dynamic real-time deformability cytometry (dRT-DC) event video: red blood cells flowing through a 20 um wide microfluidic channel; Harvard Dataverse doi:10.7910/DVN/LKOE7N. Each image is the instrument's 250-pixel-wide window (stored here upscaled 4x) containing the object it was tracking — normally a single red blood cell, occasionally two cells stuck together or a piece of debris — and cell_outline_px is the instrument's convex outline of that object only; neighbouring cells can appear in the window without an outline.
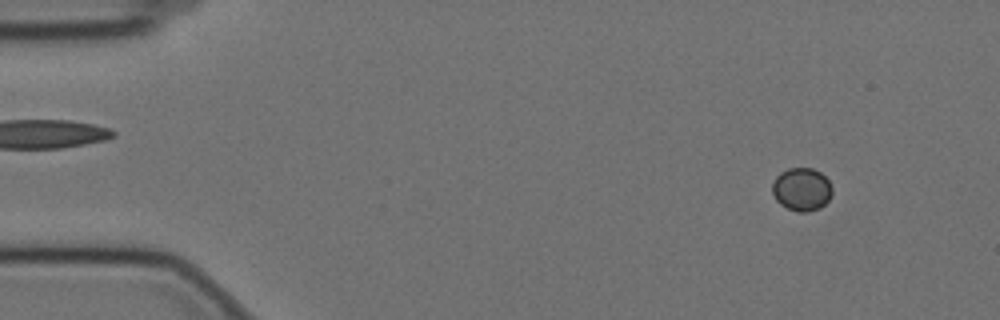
{"species": "Egyptian fruit bat (a non-hibernating species)", "species_latin": "Rousettus aegyptiacus", "temperature_condition": "cold", "stored_images_in_passage": 60, "camera_frame_rate_fps": 3000, "um_per_image_px": 0.085, "animal": {"sex": "female"}, "frame": {"image": 1, "passage_image": 6, "time_ms": 1.667, "image_size_px": [1000, 320], "cell_outline_px": [[832, 196], [820, 208], [808, 212], [796, 212], [780, 204], [776, 200], [772, 192], [772, 184], [776, 176], [780, 172], [788, 168], [812, 168], [820, 172], [828, 180], [832, 188]], "centroid_in_image_um": [68.14, 16.09], "position_along_channel_um": 16.9, "area_um2": 15.14}}
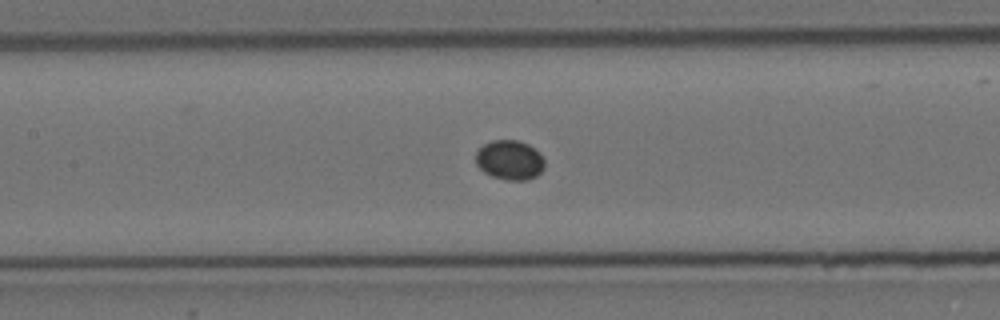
{"frame": {"image": 2, "passage_image": 27, "time_ms": 8.667, "image_size_px": [1000, 320], "cell_outline_px": [[544, 168], [536, 176], [528, 180], [508, 180], [492, 176], [484, 172], [476, 164], [476, 152], [484, 144], [492, 140], [520, 140], [528, 144], [540, 152], [544, 160]], "centroid_in_image_um": [43.34, 13.59], "position_along_channel_um": 164.1, "area_um2": 15.95}}
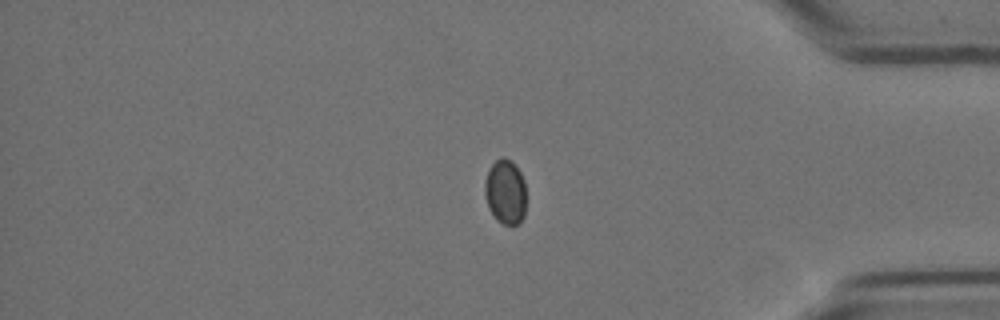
{"frame": {"image": 3, "passage_image": 49, "time_ms": 16.0, "image_size_px": [1000, 320], "cell_outline_px": [[524, 216], [516, 224], [504, 224], [496, 220], [488, 208], [484, 192], [484, 184], [488, 168], [496, 160], [504, 156], [512, 160], [516, 164], [524, 180]], "centroid_in_image_um": [42.93, 16.27], "position_along_channel_um": 392.3, "area_um2": 15.66}}